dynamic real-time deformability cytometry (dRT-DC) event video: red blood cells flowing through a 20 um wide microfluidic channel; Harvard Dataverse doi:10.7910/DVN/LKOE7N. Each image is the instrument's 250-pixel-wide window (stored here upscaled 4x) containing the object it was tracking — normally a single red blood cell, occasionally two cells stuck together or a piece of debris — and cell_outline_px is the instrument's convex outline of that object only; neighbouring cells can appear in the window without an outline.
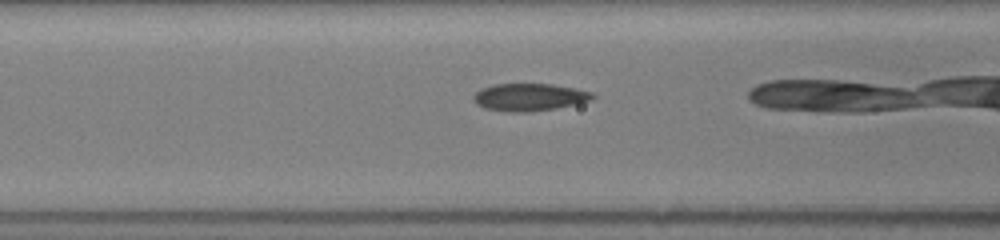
{"species": "common noctule bat (a hibernating species)", "species_latin": "Nyctalus noctula", "temperature_condition": "room temperature", "stored_images_in_passage": 35, "camera_frame_rate_fps": 3000, "um_per_image_px": 0.085, "animal": {"sex": "female", "body_mass_g": 19.5, "forearm_length_mm": 54.1}, "frame": {"image": 1, "passage_image": 16, "time_ms": 5.0, "image_size_px": [1000, 240], "cell_outline_px": [[596, 96], [592, 100], [576, 104], [556, 108], [528, 112], [508, 112], [484, 108], [476, 104], [472, 100], [472, 96], [480, 88], [492, 84], [552, 84], [576, 88], [592, 92]], "centroid_in_image_um": [44.97, 8.25], "position_along_channel_um": 121.6, "area_um2": 19.31}}
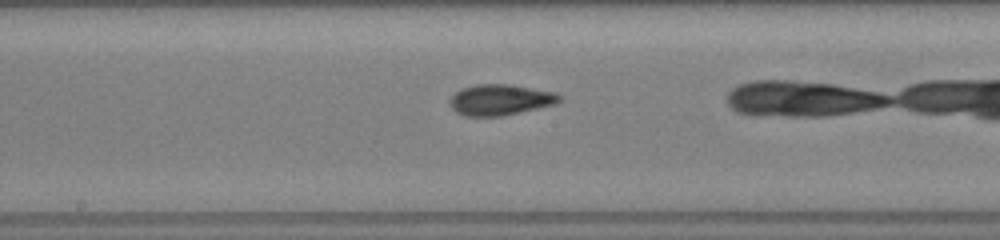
{"frame": {"image": 2, "passage_image": 22, "time_ms": 7.0, "image_size_px": [1000, 240], "cell_outline_px": [[560, 100], [556, 104], [500, 116], [464, 116], [456, 112], [452, 108], [448, 100], [460, 88], [476, 84], [508, 84], [556, 92], [560, 96]], "centroid_in_image_um": [42.48, 8.47], "position_along_channel_um": 205.7, "area_um2": 19.65}}
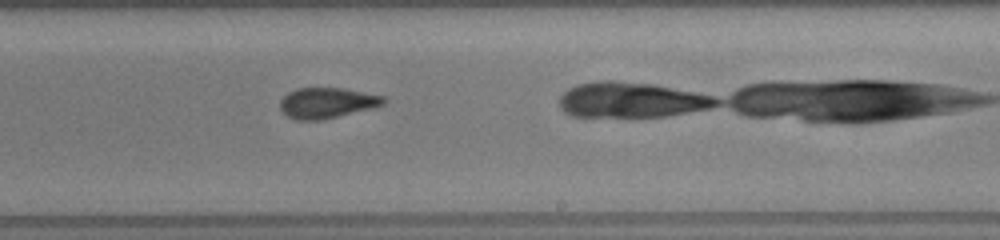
{"frame": {"image": 3, "passage_image": 26, "time_ms": 8.333, "image_size_px": [1000, 240], "cell_outline_px": [[388, 100], [384, 104], [376, 108], [320, 120], [296, 120], [288, 116], [280, 108], [280, 100], [288, 92], [300, 88], [344, 88], [384, 96]], "centroid_in_image_um": [27.84, 8.75], "position_along_channel_um": 261.2, "area_um2": 18.55}}